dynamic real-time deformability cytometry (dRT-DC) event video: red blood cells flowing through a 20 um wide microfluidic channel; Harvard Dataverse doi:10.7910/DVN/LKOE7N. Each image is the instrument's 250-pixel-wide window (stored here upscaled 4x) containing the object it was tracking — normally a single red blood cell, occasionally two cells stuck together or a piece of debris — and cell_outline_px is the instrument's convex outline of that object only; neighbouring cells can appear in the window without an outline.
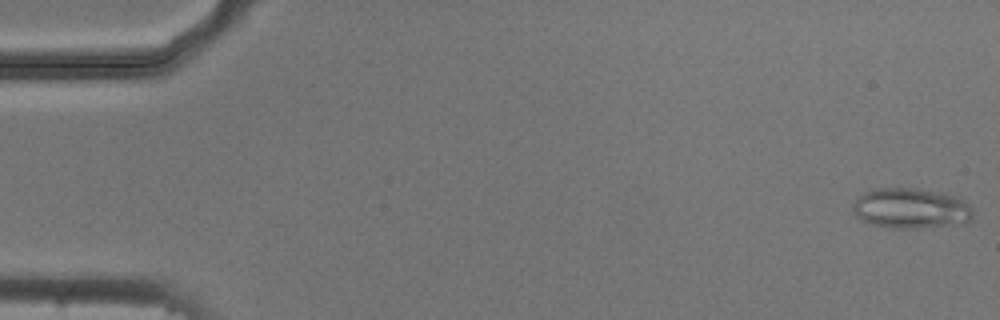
{"species": "common noctule bat (a hibernating species)", "species_latin": "Nyctalus noctula", "temperature_condition": "cold", "stored_images_in_passage": 54, "camera_frame_rate_fps": 3000, "um_per_image_px": 0.085, "animal": {"sex": "male", "body_mass_g": 20.5, "forearm_length_mm": 52.5}, "frame": {"image": 1, "passage_image": 1, "time_ms": 0.0, "image_size_px": [1000, 320], "cell_outline_px": [[972, 220], [968, 224], [920, 228], [892, 228], [872, 224], [856, 216], [852, 212], [852, 204], [864, 192], [876, 188], [916, 188], [936, 192], [952, 196], [964, 200], [972, 208]], "centroid_in_image_um": [77.45, 17.73], "position_along_channel_um": 7.6, "area_um2": 28.38}}
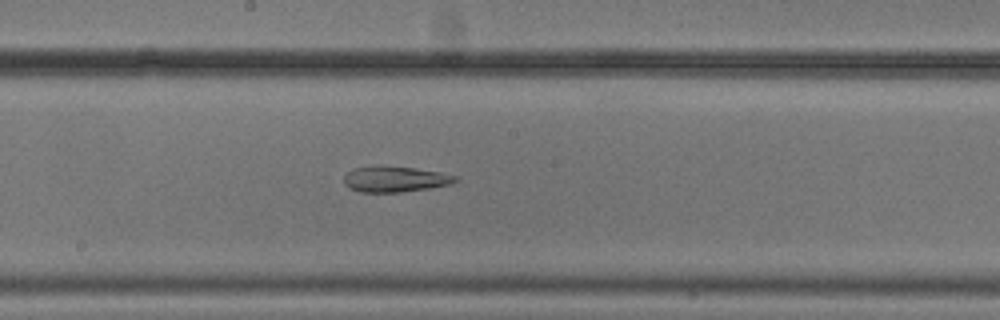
{"frame": {"image": 2, "passage_image": 29, "time_ms": 9.333, "image_size_px": [1000, 320], "cell_outline_px": [[460, 180], [452, 184], [428, 188], [400, 192], [360, 192], [348, 188], [344, 184], [344, 176], [352, 168], [416, 168], [440, 172], [456, 176]], "centroid_in_image_um": [33.61, 15.26], "position_along_channel_um": 214.6, "area_um2": 16.18}}
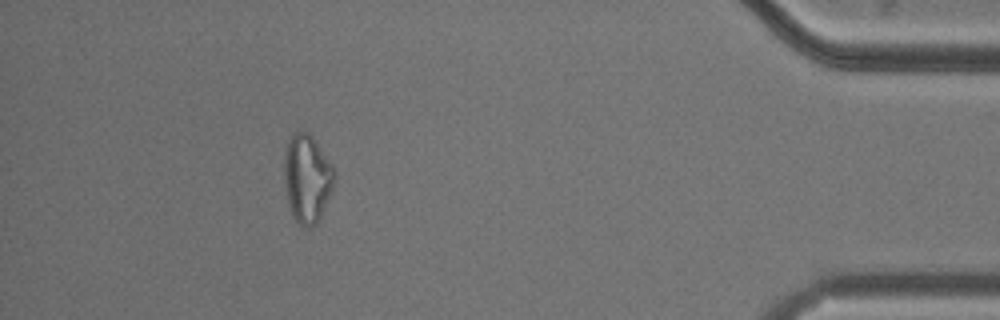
{"frame": {"image": 3, "passage_image": 49, "time_ms": 16.0, "image_size_px": [1000, 320], "cell_outline_px": [[336, 176], [332, 188], [320, 216], [316, 224], [312, 228], [304, 228], [292, 216], [288, 200], [284, 180], [284, 160], [288, 140], [292, 132], [308, 132], [312, 136], [332, 164], [336, 172]], "centroid_in_image_um": [26.1, 15.16], "position_along_channel_um": 409.1, "area_um2": 25.66}, "authors_computed_cell_mechanics": {"area_um2": 23.5246, "velocity_mm_per_s": 3.7137, "shape_relaxation_time_tau1_ms": null, "shape_relaxation_time_tau2_ms": 2.9129, "deformation_change_tau1": null, "deformation_change_tau2": 0.1087}}